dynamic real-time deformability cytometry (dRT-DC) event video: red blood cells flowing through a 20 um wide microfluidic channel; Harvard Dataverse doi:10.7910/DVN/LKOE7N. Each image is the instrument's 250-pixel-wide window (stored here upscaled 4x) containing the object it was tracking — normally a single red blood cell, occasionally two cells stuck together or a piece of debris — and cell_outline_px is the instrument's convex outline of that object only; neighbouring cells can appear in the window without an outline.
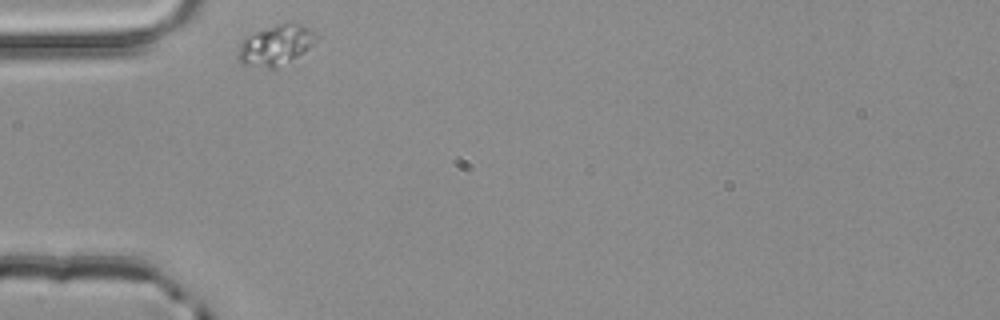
{"species": "common noctule bat (a hibernating species)", "species_latin": "Nyctalus noctula", "temperature_condition": "room temperature", "stored_images_in_passage": 3, "camera_frame_rate_fps": 3000, "um_per_image_px": 0.085, "animal": {"sex": "male", "body_mass_g": 20.4}, "frame": {"image": 1, "passage_image": 1, "time_ms": 0.0, "image_size_px": [1000, 320], "cell_outline_px": [[320, 36], [308, 48], [296, 56], [276, 68], [268, 68], [244, 64], [240, 60], [240, 40], [256, 32], [276, 24], [300, 24], [312, 28]], "centroid_in_image_um": [23.48, 3.81], "position_along_channel_um": 61.5, "area_um2": 17.8}}
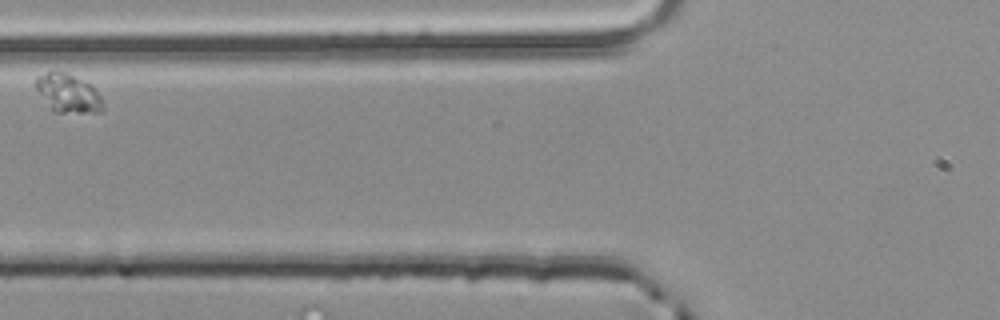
{"frame": {"image": 2, "passage_image": 2, "time_ms": 0.333, "image_size_px": [1000, 320], "cell_outline_px": [[104, 112], [56, 112], [52, 108], [36, 88], [36, 76], [48, 72], [64, 72], [92, 84], [100, 96], [104, 108]], "centroid_in_image_um": [5.84, 7.92], "position_along_channel_um": 120.0, "area_um2": 14.68}}